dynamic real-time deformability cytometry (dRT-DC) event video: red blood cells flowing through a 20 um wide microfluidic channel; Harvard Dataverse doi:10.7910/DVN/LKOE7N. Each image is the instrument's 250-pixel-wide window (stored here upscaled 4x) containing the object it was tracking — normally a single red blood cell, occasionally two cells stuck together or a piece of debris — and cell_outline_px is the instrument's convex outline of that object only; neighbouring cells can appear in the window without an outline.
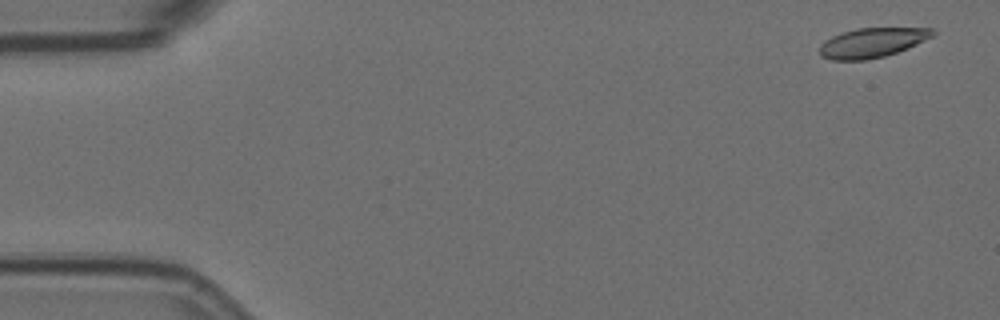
{"species": "Egyptian fruit bat (a non-hibernating species)", "species_latin": "Rousettus aegyptiacus", "temperature_condition": "room temperature", "stored_images_in_passage": 5, "camera_frame_rate_fps": 3000, "um_per_image_px": 0.085, "animal": {"sex": "female"}, "frame": {"image": 1, "passage_image": 1, "time_ms": 0.0, "image_size_px": [1000, 320], "cell_outline_px": [[936, 36], [908, 48], [884, 56], [864, 60], [832, 60], [820, 56], [820, 44], [824, 40], [832, 36], [856, 28], [932, 28], [936, 32]], "centroid_in_image_um": [74.16, 3.62], "position_along_channel_um": 10.8, "area_um2": 19.59}}
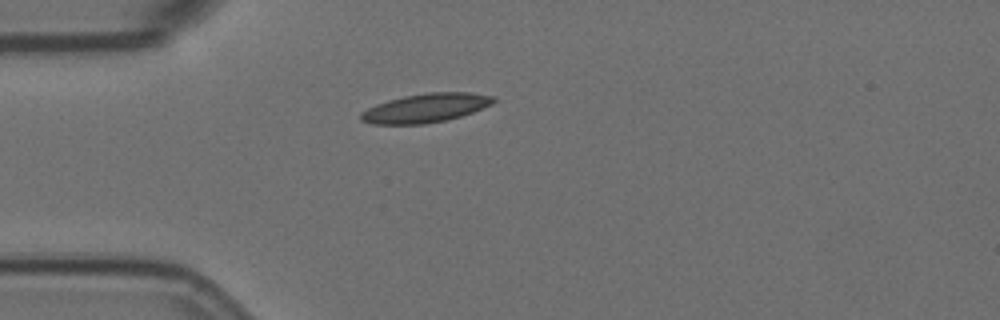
{"frame": {"image": 2, "passage_image": 4, "time_ms": 1.0, "image_size_px": [1000, 320], "cell_outline_px": [[496, 100], [492, 104], [472, 112], [460, 116], [444, 120], [424, 124], [372, 124], [360, 120], [360, 112], [376, 104], [388, 100], [404, 96], [428, 92], [468, 92], [496, 96]], "centroid_in_image_um": [36.17, 9.17], "position_along_channel_um": 48.8, "area_um2": 22.31}}